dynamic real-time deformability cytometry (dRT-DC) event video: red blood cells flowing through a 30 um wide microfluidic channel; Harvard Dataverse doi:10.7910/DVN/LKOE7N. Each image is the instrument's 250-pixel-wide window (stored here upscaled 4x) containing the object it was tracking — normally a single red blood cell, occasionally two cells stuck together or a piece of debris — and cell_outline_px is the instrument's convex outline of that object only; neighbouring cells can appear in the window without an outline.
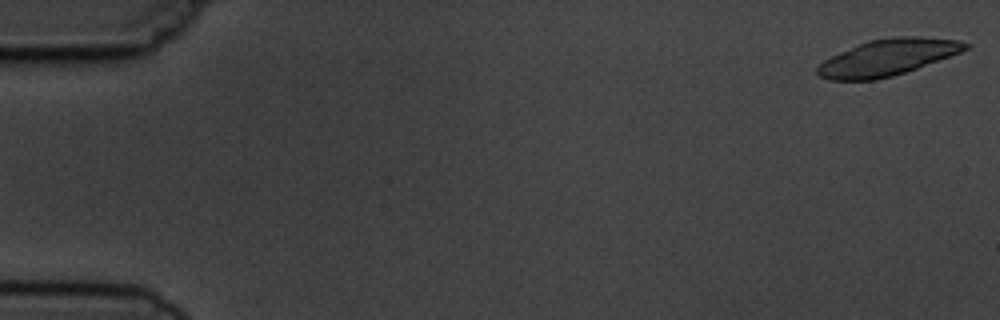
{"species": "common noctule bat (a hibernating species)", "species_latin": "Nyctalus noctula", "temperature_condition": "cold", "stored_images_in_passage": 6, "segment_of_instrument_passage": [1, 2], "camera_frame_rate_fps": 3000, "um_per_image_px": 0.085, "animal": {"sex": "male", "body_mass_g": 19.5, "forearm_length_mm": 54.6}, "frame": {"image": 1, "passage_image": 1, "time_ms": 0.0, "image_size_px": [1000, 320], "cell_outline_px": [[972, 44], [968, 48], [960, 52], [916, 68], [892, 76], [876, 80], [828, 80], [820, 76], [816, 72], [816, 68], [824, 60], [840, 52], [868, 40], [900, 36], [912, 36], [960, 40]], "centroid_in_image_um": [75.43, 4.88], "position_along_channel_um": 9.6, "area_um2": 30.98}}